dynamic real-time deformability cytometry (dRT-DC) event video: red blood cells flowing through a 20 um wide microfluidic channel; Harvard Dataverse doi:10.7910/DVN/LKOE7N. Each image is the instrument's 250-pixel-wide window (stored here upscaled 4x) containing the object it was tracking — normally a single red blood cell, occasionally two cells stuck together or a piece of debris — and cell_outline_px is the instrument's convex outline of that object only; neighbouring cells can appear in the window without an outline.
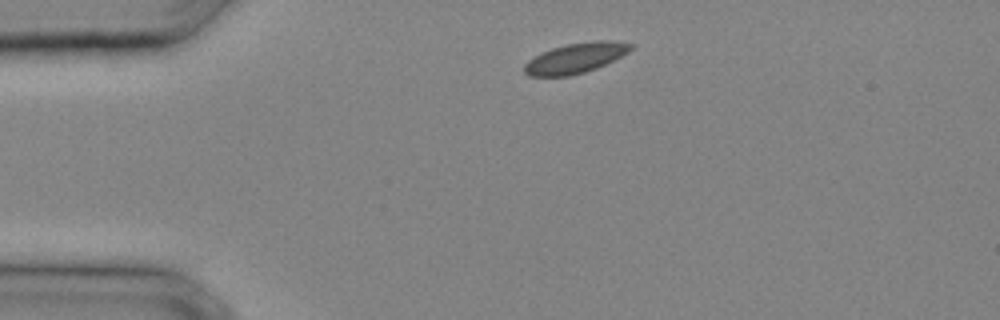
{"species": "common noctule bat (a hibernating species)", "species_latin": "Nyctalus noctula", "temperature_condition": "cold", "stored_images_in_passage": 22, "camera_frame_rate_fps": 3000, "um_per_image_px": 0.085, "animal": {"sex": "male", "body_mass_g": 20.4}, "frame": {"image": 1, "passage_image": 1, "time_ms": 0.0, "image_size_px": [1000, 320], "cell_outline_px": [[632, 48], [628, 52], [596, 68], [584, 72], [568, 76], [528, 76], [524, 72], [524, 64], [528, 60], [552, 48], [568, 44], [596, 40], [608, 40], [632, 44]], "centroid_in_image_um": [48.89, 4.94], "position_along_channel_um": 36.1, "area_um2": 18.32}}
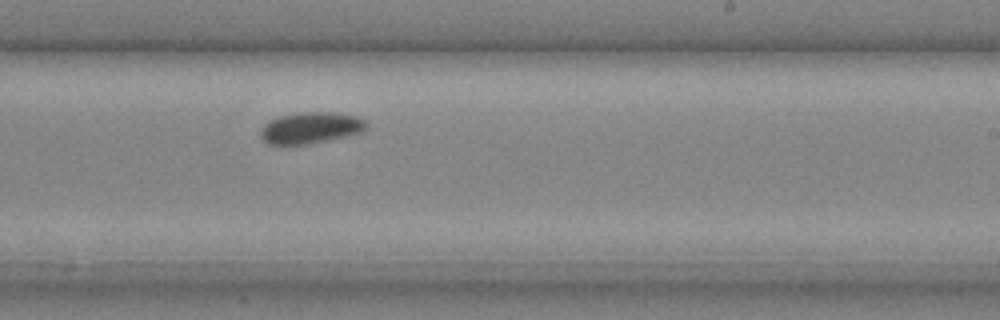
{"frame": {"image": 2, "passage_image": 14, "time_ms": 4.333, "image_size_px": [1000, 320], "cell_outline_px": [[368, 124], [360, 132], [344, 136], [304, 144], [268, 144], [260, 136], [260, 128], [264, 124], [280, 116], [292, 112], [332, 112], [356, 116], [364, 120]], "centroid_in_image_um": [26.35, 10.84], "position_along_channel_um": 262.6, "area_um2": 19.02}}
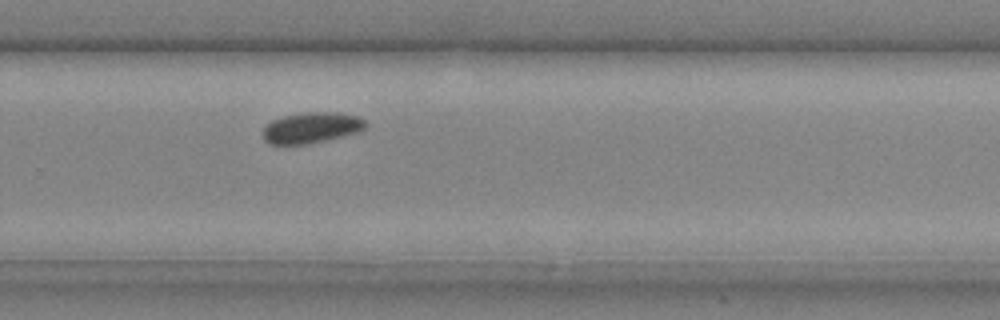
{"frame": {"image": 3, "passage_image": 16, "time_ms": 5.0, "image_size_px": [1000, 320], "cell_outline_px": [[368, 124], [364, 128], [356, 132], [308, 144], [268, 144], [264, 140], [260, 132], [272, 120], [280, 116], [304, 112], [336, 112], [360, 116]], "centroid_in_image_um": [26.42, 10.84], "position_along_channel_um": 303.4, "area_um2": 18.55}}